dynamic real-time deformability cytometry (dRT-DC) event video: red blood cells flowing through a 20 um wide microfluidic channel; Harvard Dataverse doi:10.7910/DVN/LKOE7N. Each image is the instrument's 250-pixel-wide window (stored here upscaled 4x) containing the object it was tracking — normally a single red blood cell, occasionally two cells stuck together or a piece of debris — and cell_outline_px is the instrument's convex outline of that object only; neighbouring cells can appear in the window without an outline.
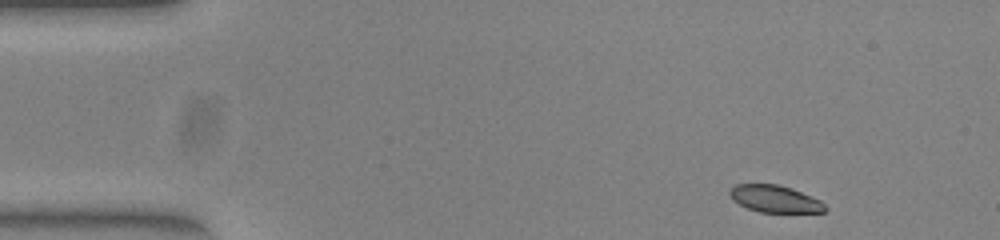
{"species": "common noctule bat (a hibernating species)", "species_latin": "Nyctalus noctula", "temperature_condition": "warm", "stored_images_in_passage": 48, "camera_frame_rate_fps": 3000, "um_per_image_px": 0.085, "animal": {"sex": "female", "body_mass_g": 23.0, "forearm_length_mm": 53.4}, "frame": {"image": 1, "passage_image": 1, "time_ms": 0.0, "image_size_px": [1000, 240], "cell_outline_px": [[828, 208], [824, 212], [760, 212], [748, 208], [732, 200], [728, 192], [736, 184], [776, 184], [792, 188], [820, 200]], "centroid_in_image_um": [65.87, 16.9], "position_along_channel_um": 19.1, "area_um2": 14.97}}
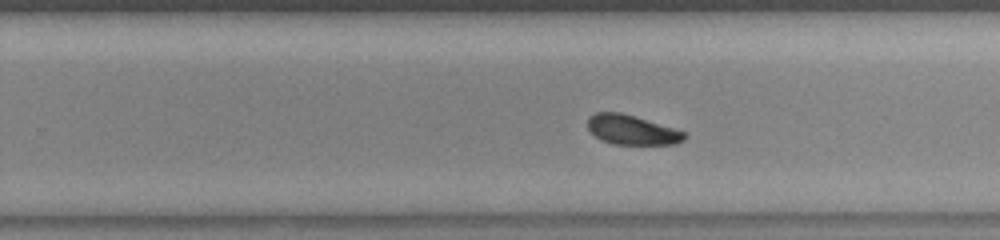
{"frame": {"image": 2, "passage_image": 28, "time_ms": 9.0, "image_size_px": [1000, 240], "cell_outline_px": [[688, 136], [684, 140], [676, 144], [612, 144], [600, 140], [588, 128], [588, 116], [596, 112], [620, 112], [672, 128], [684, 132]], "centroid_in_image_um": [53.68, 11.05], "position_along_channel_um": 276.1, "area_um2": 16.47}}
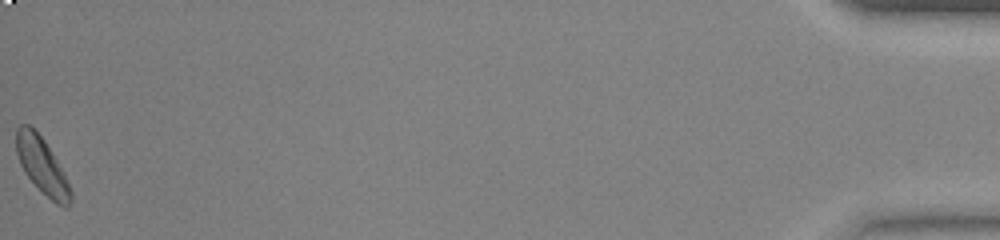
{"frame": {"image": 3, "passage_image": 48, "time_ms": 15.667, "image_size_px": [1000, 240], "cell_outline_px": [[72, 204], [68, 208], [64, 208], [56, 204], [24, 172], [20, 164], [16, 152], [16, 128], [20, 124], [28, 124], [44, 140], [56, 160], [72, 192]], "centroid_in_image_um": [3.56, 14.09], "position_along_channel_um": 431.6, "area_um2": 17.34}, "authors_computed_cell_mechanics": {"area_um2": 17.5134, "velocity_mm_per_s": 3.8899, "shape_relaxation_time_tau1_ms": 1.7617, "shape_relaxation_time_tau2_ms": 3.8166, "deformation_change_tau1": 0.0947, "deformation_change_tau2": 0.09}}